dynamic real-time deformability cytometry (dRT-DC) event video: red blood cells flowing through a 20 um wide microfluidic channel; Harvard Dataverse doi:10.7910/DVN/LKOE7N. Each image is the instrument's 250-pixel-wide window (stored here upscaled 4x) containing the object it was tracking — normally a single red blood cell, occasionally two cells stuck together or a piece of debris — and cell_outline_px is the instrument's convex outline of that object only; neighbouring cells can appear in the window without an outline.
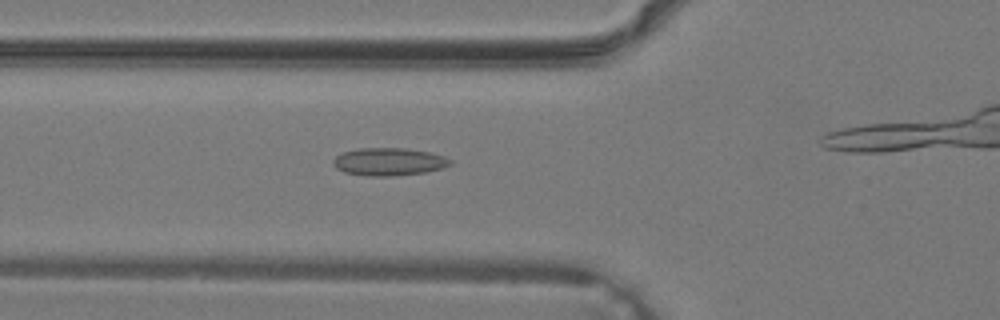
{"species": "common noctule bat (a hibernating species)", "species_latin": "Nyctalus noctula", "temperature_condition": "warm", "stored_images_in_passage": 32, "camera_frame_rate_fps": 3000, "um_per_image_px": 0.085, "animal": {"sex": "male", "body_mass_g": 19.2, "forearm_length_mm": 51.8}, "frame": {"image": 1, "passage_image": 15, "time_ms": 4.667, "image_size_px": [1000, 320], "cell_outline_px": [[452, 164], [440, 168], [424, 172], [392, 176], [368, 176], [344, 172], [336, 168], [332, 164], [332, 160], [336, 156], [344, 152], [360, 148], [404, 148], [432, 152], [444, 156], [452, 160]], "centroid_in_image_um": [33.05, 13.74], "position_along_channel_um": 92.8, "area_um2": 18.9}}
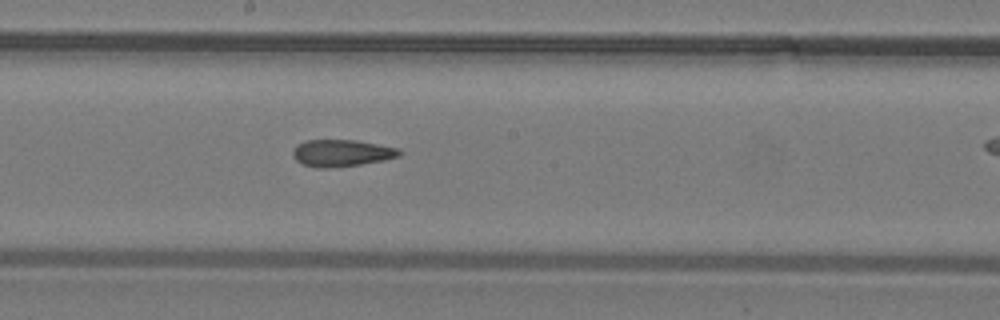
{"frame": {"image": 2, "passage_image": 22, "time_ms": 7.0, "image_size_px": [1000, 320], "cell_outline_px": [[404, 152], [400, 156], [384, 160], [360, 164], [328, 168], [316, 168], [304, 164], [296, 160], [292, 156], [292, 148], [296, 144], [304, 140], [356, 140], [400, 148]], "centroid_in_image_um": [29.03, 13.0], "position_along_channel_um": 219.2, "area_um2": 16.94}}
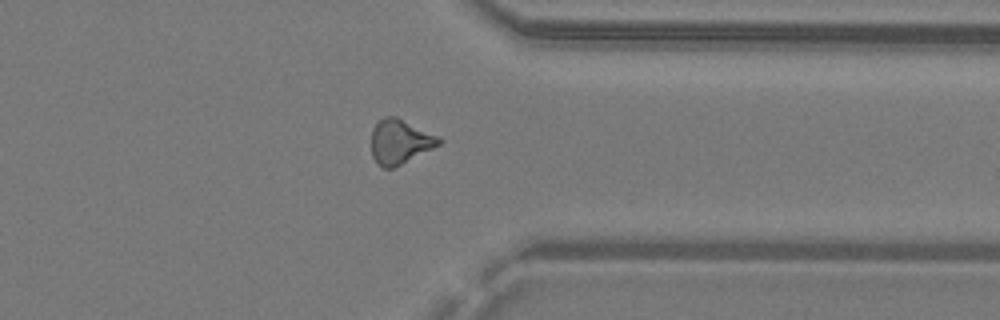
{"frame": {"image": 3, "passage_image": 31, "time_ms": 10.0, "image_size_px": [1000, 320], "cell_outline_px": [[444, 140], [440, 144], [392, 168], [384, 168], [372, 156], [372, 128], [384, 116], [396, 116], [440, 136]], "centroid_in_image_um": [34.01, 12.0], "position_along_channel_um": 377.4, "area_um2": 17.28}}